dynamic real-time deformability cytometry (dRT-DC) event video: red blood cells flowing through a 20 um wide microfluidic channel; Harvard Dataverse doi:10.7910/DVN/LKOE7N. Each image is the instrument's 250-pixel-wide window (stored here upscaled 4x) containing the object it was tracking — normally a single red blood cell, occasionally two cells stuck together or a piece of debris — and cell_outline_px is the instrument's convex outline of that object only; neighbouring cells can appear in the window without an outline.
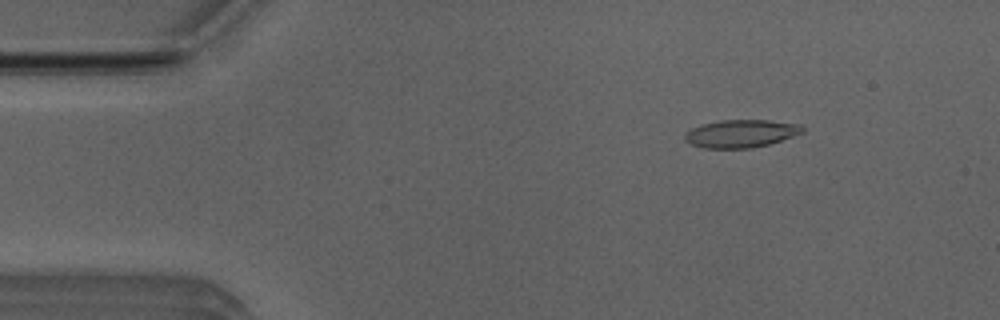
{"species": "Egyptian fruit bat (a non-hibernating species)", "species_latin": "Rousettus aegyptiacus", "temperature_condition": "room temperature", "stored_images_in_passage": 49, "camera_frame_rate_fps": 3000, "um_per_image_px": 0.085, "animal": {"sex": "male"}, "frame": {"image": 1, "passage_image": 5, "time_ms": 1.333, "image_size_px": [1000, 320], "cell_outline_px": [[804, 132], [768, 144], [752, 148], [704, 148], [692, 144], [684, 140], [684, 136], [692, 128], [700, 124], [720, 120], [768, 120], [804, 124]], "centroid_in_image_um": [63.0, 11.34], "position_along_channel_um": 22.0, "area_um2": 19.07}}
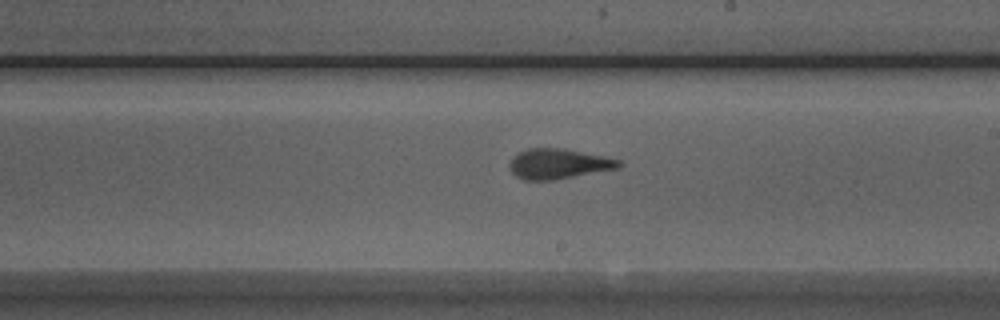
{"frame": {"image": 2, "passage_image": 27, "time_ms": 8.667, "image_size_px": [1000, 320], "cell_outline_px": [[624, 164], [620, 168], [552, 180], [524, 180], [516, 176], [508, 168], [508, 164], [512, 156], [528, 148], [564, 148], [604, 156], [620, 160]], "centroid_in_image_um": [47.46, 13.92], "position_along_channel_um": 241.5, "area_um2": 19.36}}
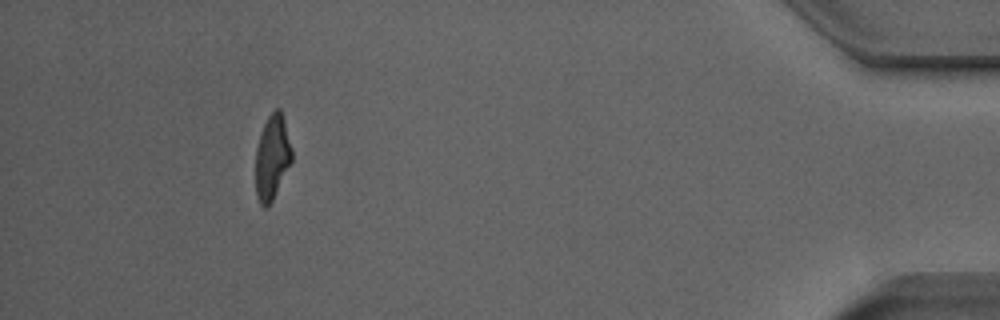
{"frame": {"image": 3, "passage_image": 45, "time_ms": 14.667, "image_size_px": [1000, 320], "cell_outline_px": [[292, 160], [268, 208], [264, 208], [260, 204], [256, 196], [256, 148], [260, 132], [268, 116], [276, 108], [280, 108], [284, 120], [292, 148]], "centroid_in_image_um": [23.12, 13.37], "position_along_channel_um": 412.1, "area_um2": 17.8}, "authors_computed_cell_mechanics": {"area_um2": 18.785, "velocity_mm_per_s": 3.9841, "shape_relaxation_time_tau1_ms": 6.5114, "shape_relaxation_time_tau2_ms": 1.9439, "deformation_change_tau1": 0.2118, "deformation_change_tau2": 0.1135}}